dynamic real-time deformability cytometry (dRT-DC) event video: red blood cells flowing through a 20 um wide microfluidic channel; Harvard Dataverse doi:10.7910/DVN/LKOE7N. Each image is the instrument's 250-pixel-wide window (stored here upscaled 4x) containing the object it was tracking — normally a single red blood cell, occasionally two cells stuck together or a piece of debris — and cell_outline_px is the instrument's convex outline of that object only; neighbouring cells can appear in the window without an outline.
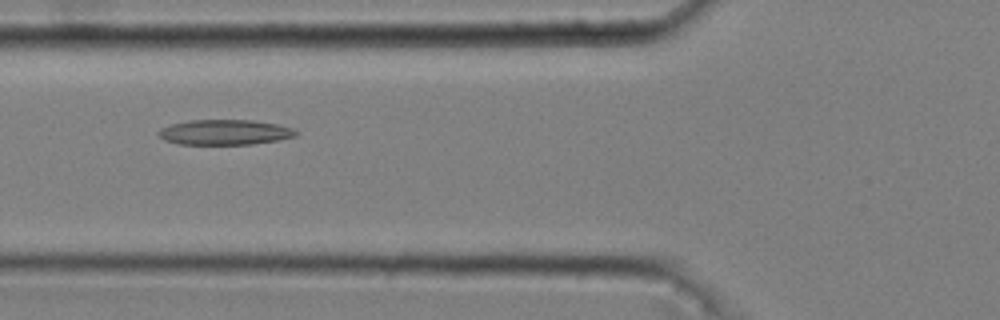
{"species": "common noctule bat (a hibernating species)", "species_latin": "Nyctalus noctula", "temperature_condition": "cold", "stored_images_in_passage": 42, "camera_frame_rate_fps": 3000, "um_per_image_px": 0.085, "animal": {"sex": "male", "body_mass_g": 20.4}, "frame": {"image": 1, "passage_image": 14, "time_ms": 4.333, "image_size_px": [1000, 320], "cell_outline_px": [[300, 132], [296, 136], [280, 140], [252, 144], [180, 144], [164, 140], [156, 132], [160, 128], [172, 124], [188, 120], [252, 120], [276, 124], [292, 128]], "centroid_in_image_um": [19.12, 11.24], "position_along_channel_um": 106.7, "area_um2": 20.23}}
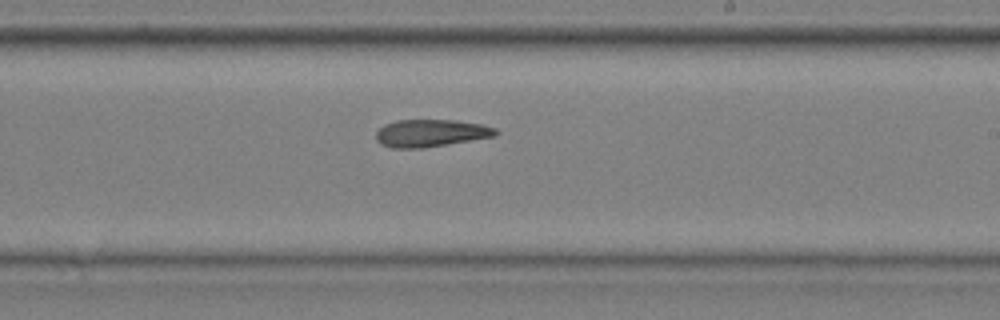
{"frame": {"image": 2, "passage_image": 26, "time_ms": 8.333, "image_size_px": [1000, 320], "cell_outline_px": [[500, 132], [496, 136], [424, 148], [392, 148], [380, 144], [376, 140], [376, 132], [384, 124], [396, 120], [456, 120], [480, 124], [496, 128]], "centroid_in_image_um": [36.61, 11.32], "position_along_channel_um": 252.4, "area_um2": 19.25}}
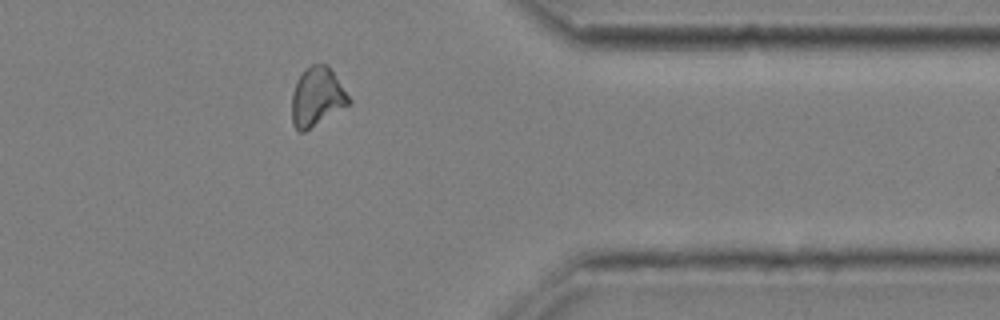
{"frame": {"image": 3, "passage_image": 38, "time_ms": 12.333, "image_size_px": [1000, 320], "cell_outline_px": [[352, 104], [304, 132], [300, 132], [292, 124], [292, 92], [296, 80], [304, 68], [312, 64], [328, 64], [352, 100]], "centroid_in_image_um": [26.95, 8.23], "position_along_channel_um": 384.4, "area_um2": 19.94}, "authors_computed_cell_mechanics": {"area_um2": 19.5942, "velocity_mm_per_s": 3.6441, "shape_relaxation_time_tau1_ms": null, "shape_relaxation_time_tau2_ms": 8.3482, "deformation_change_tau1": null, "deformation_change_tau2": 0.188}}